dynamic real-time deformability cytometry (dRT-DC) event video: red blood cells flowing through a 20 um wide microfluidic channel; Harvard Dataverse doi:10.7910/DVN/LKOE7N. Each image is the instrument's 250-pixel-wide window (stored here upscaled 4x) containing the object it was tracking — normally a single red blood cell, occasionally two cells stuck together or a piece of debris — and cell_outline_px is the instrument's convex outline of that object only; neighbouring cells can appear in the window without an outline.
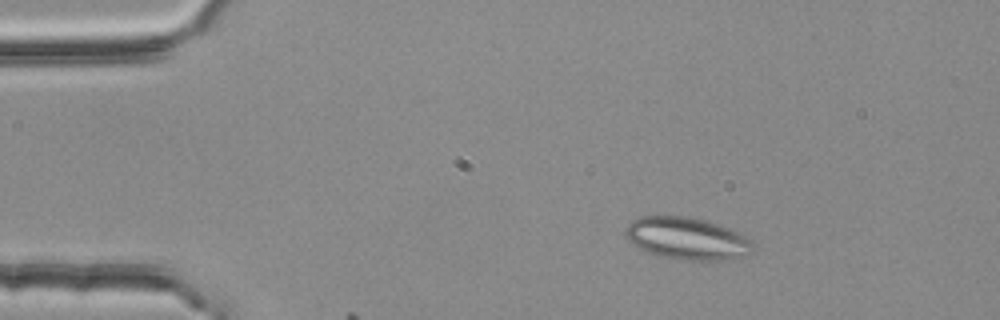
{"species": "common noctule bat (a hibernating species)", "species_latin": "Nyctalus noctula", "temperature_condition": "room temperature", "stored_images_in_passage": 5, "camera_frame_rate_fps": 3000, "um_per_image_px": 0.085, "animal": {"sex": "female", "body_mass_g": 25.1}, "frame": {"image": 1, "passage_image": 1, "time_ms": 0.0, "image_size_px": [1000, 320], "cell_outline_px": [[756, 244], [744, 256], [732, 260], [672, 260], [648, 252], [632, 244], [628, 240], [624, 232], [624, 228], [632, 220], [640, 216], [692, 216], [728, 228], [752, 240]], "centroid_in_image_um": [58.37, 20.28], "position_along_channel_um": 26.6, "area_um2": 31.62}}